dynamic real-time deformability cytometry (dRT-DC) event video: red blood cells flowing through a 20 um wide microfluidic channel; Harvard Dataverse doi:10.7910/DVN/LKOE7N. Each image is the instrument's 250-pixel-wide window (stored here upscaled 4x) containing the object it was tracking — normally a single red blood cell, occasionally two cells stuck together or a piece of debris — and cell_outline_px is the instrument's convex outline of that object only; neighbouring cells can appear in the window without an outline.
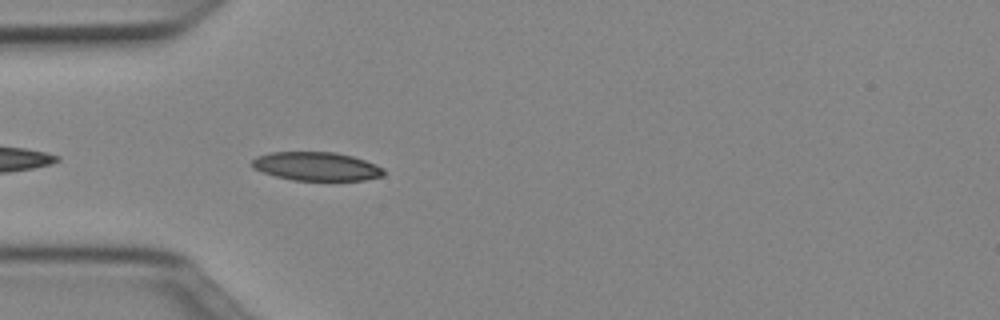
{"species": "Egyptian fruit bat (a non-hibernating species)", "species_latin": "Rousettus aegyptiacus", "temperature_condition": "cold", "stored_images_in_passage": 9, "camera_frame_rate_fps": 3000, "um_per_image_px": 0.085, "animal": {"sex": "female"}, "frame": {"image": 1, "passage_image": 3, "time_ms": 0.667, "image_size_px": [1000, 320], "cell_outline_px": [[384, 176], [364, 180], [292, 180], [276, 176], [252, 168], [252, 160], [256, 156], [272, 152], [336, 152], [352, 156], [376, 164], [384, 168]], "centroid_in_image_um": [26.91, 14.14], "position_along_channel_um": 58.1, "area_um2": 21.96}}
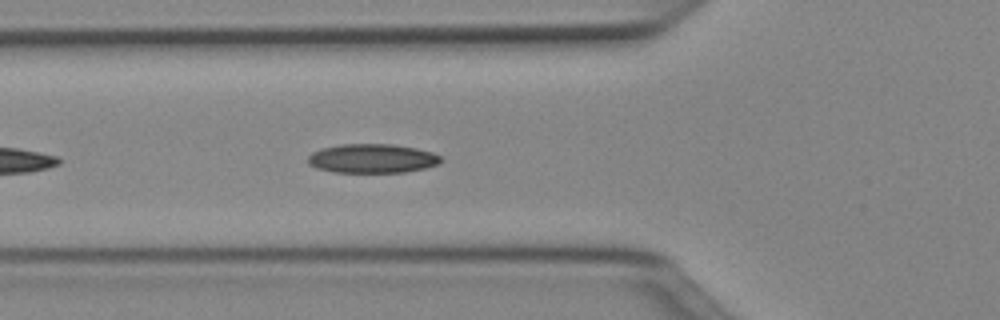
{"frame": {"image": 2, "passage_image": 6, "time_ms": 1.667, "image_size_px": [1000, 320], "cell_outline_px": [[440, 160], [436, 164], [424, 168], [404, 172], [332, 172], [316, 168], [308, 164], [308, 156], [312, 152], [320, 148], [340, 144], [392, 144], [416, 148], [432, 152], [440, 156]], "centroid_in_image_um": [31.57, 13.46], "position_along_channel_um": 94.2, "area_um2": 22.48}}